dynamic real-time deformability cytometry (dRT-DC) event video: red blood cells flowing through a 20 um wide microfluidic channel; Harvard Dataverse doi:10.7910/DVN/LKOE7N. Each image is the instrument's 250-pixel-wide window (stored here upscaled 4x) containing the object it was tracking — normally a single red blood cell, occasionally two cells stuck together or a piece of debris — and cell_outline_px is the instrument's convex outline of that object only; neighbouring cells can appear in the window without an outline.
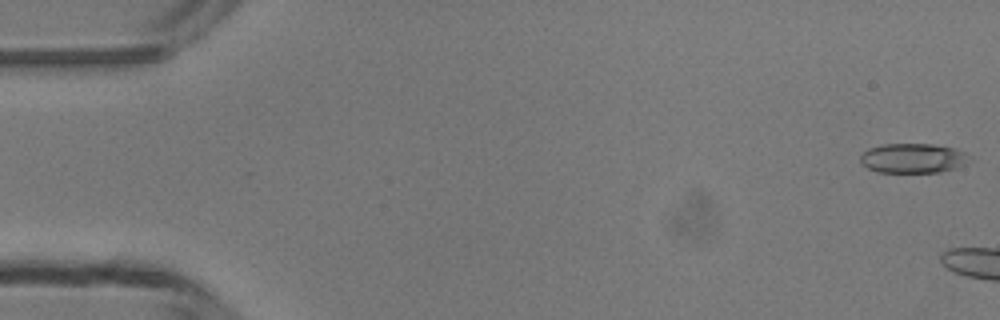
{"species": "common noctule bat (a hibernating species)", "species_latin": "Nyctalus noctula", "temperature_condition": "room temperature", "stored_images_in_passage": 12, "camera_frame_rate_fps": 3000, "um_per_image_px": 0.085, "animal": {"sex": "male", "body_mass_g": 13.3}, "frame": {"image": 1, "passage_image": 1, "time_ms": 0.0, "image_size_px": [1000, 320], "cell_outline_px": [[964, 164], [956, 168], [940, 172], [876, 172], [868, 168], [860, 160], [860, 156], [868, 148], [880, 144], [932, 144], [956, 148], [964, 152]], "centroid_in_image_um": [77.53, 13.44], "position_along_channel_um": 7.5, "area_um2": 18.55}}